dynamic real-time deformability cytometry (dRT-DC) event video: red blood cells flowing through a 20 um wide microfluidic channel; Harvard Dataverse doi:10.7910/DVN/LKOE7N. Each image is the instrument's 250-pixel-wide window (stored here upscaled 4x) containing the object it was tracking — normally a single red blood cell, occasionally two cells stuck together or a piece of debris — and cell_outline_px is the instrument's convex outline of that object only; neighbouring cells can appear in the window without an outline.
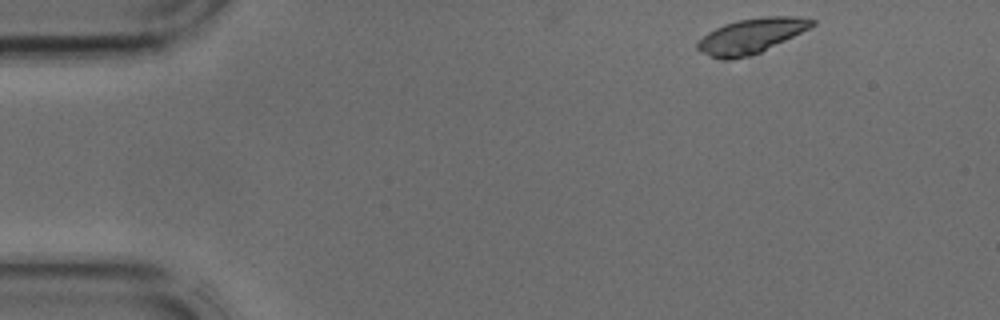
{"species": "common noctule bat (a hibernating species)", "species_latin": "Nyctalus noctula", "temperature_condition": "cold", "stored_images_in_passage": 6, "camera_frame_rate_fps": 3000, "um_per_image_px": 0.085, "animal": {"sex": "male", "body_mass_g": 17.9, "forearm_length_mm": 54.2}, "frame": {"image": 1, "passage_image": 1, "time_ms": 0.0, "image_size_px": [1000, 320], "cell_outline_px": [[816, 24], [752, 56], [728, 60], [724, 60], [700, 52], [696, 48], [696, 44], [708, 32], [724, 24], [740, 20], [764, 16], [796, 16], [816, 20]], "centroid_in_image_um": [63.82, 3.05], "position_along_channel_um": 21.2, "area_um2": 22.95}}